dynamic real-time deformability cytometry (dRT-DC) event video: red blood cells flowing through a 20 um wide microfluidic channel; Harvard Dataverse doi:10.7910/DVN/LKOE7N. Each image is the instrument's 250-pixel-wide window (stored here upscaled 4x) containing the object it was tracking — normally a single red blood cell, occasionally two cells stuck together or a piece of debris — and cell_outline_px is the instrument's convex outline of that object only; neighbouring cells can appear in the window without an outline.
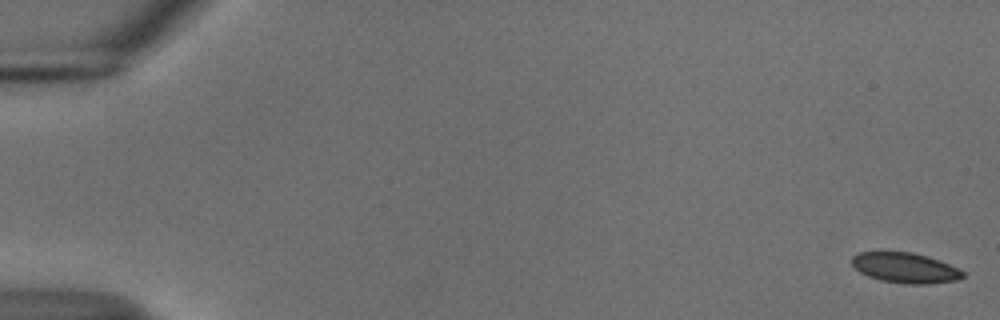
{"species": "common noctule bat (a hibernating species)", "species_latin": "Nyctalus noctula", "temperature_condition": "cold", "stored_images_in_passage": 8, "camera_frame_rate_fps": 3000, "um_per_image_px": 0.085, "animal": {"sex": "male", "body_mass_g": 18.8}, "frame": {"image": 1, "passage_image": 1, "time_ms": 0.0, "image_size_px": [1000, 320], "cell_outline_px": [[964, 276], [956, 280], [928, 284], [904, 284], [880, 280], [868, 276], [860, 272], [852, 264], [852, 256], [860, 252], [912, 252], [928, 256], [940, 260], [960, 268], [964, 272]], "centroid_in_image_um": [76.97, 22.77], "position_along_channel_um": 8.0, "area_um2": 19.65}}